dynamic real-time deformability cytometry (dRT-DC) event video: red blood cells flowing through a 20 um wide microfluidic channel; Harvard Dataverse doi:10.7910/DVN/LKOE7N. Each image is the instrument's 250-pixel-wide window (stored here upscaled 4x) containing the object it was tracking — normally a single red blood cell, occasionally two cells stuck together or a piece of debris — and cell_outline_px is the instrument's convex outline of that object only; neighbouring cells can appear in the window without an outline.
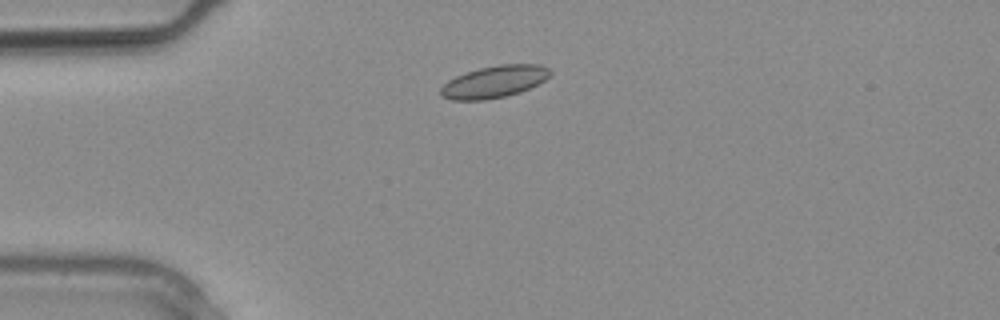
{"species": "common noctule bat (a hibernating species)", "species_latin": "Nyctalus noctula", "temperature_condition": "warm", "stored_images_in_passage": 6, "camera_frame_rate_fps": 3000, "um_per_image_px": 0.085, "animal": {"sex": "male", "body_mass_g": 20.4}, "frame": {"image": 1, "passage_image": 1, "time_ms": 0.0, "image_size_px": [1000, 320], "cell_outline_px": [[552, 72], [544, 80], [520, 92], [508, 96], [484, 100], [452, 100], [440, 96], [440, 88], [448, 80], [456, 76], [480, 68], [500, 64], [540, 64], [548, 68]], "centroid_in_image_um": [41.99, 6.95], "position_along_channel_um": 43.0, "area_um2": 20.35}}
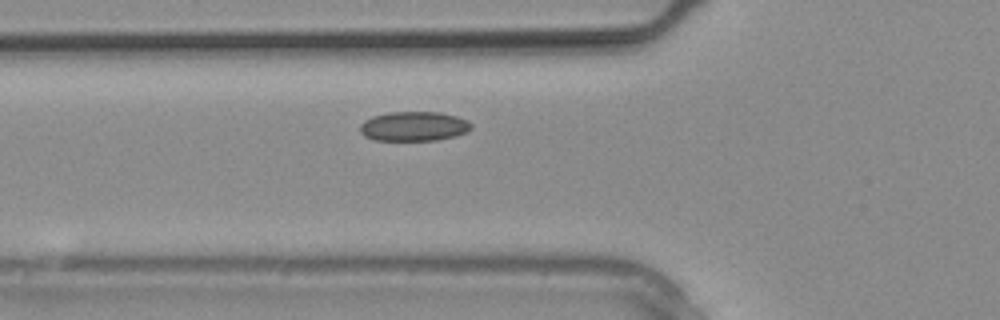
{"frame": {"image": 2, "passage_image": 4, "time_ms": 1.0, "image_size_px": [1000, 320], "cell_outline_px": [[472, 128], [468, 132], [456, 136], [436, 140], [376, 140], [364, 136], [360, 132], [360, 124], [364, 120], [372, 116], [388, 112], [440, 112], [456, 116], [468, 120], [472, 124]], "centroid_in_image_um": [35.19, 10.73], "position_along_channel_um": 90.6, "area_um2": 19.31}}